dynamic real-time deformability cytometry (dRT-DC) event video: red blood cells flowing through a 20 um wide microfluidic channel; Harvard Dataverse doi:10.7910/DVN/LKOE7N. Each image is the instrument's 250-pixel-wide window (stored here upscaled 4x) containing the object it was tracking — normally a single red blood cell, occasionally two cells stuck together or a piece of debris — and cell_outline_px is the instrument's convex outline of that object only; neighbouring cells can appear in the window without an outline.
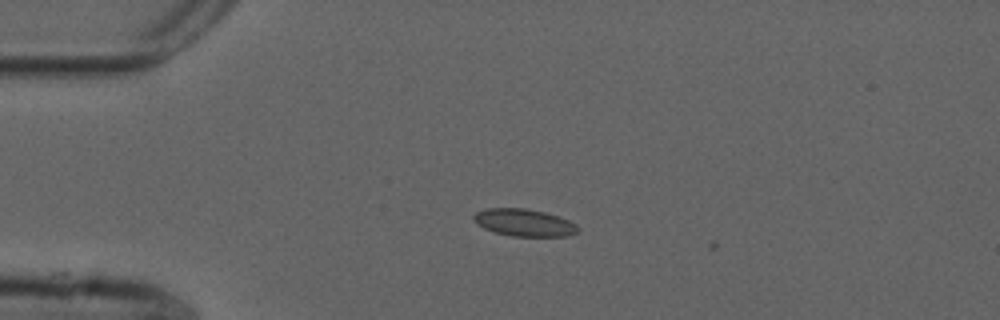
{"species": "common noctule bat (a hibernating species)", "species_latin": "Nyctalus noctula", "temperature_condition": "cold", "stored_images_in_passage": 3, "camera_frame_rate_fps": 3000, "um_per_image_px": 0.085, "animal": {"sex": "male", "forearm_length_mm": 52.5}, "frame": {"image": 1, "passage_image": 1, "time_ms": 0.0, "image_size_px": [1000, 320], "cell_outline_px": [[580, 228], [576, 232], [568, 236], [512, 236], [496, 232], [484, 228], [476, 224], [472, 220], [472, 216], [476, 212], [488, 208], [524, 208], [544, 212], [568, 220], [576, 224]], "centroid_in_image_um": [44.52, 18.92], "position_along_channel_um": 40.5, "area_um2": 16.47}}